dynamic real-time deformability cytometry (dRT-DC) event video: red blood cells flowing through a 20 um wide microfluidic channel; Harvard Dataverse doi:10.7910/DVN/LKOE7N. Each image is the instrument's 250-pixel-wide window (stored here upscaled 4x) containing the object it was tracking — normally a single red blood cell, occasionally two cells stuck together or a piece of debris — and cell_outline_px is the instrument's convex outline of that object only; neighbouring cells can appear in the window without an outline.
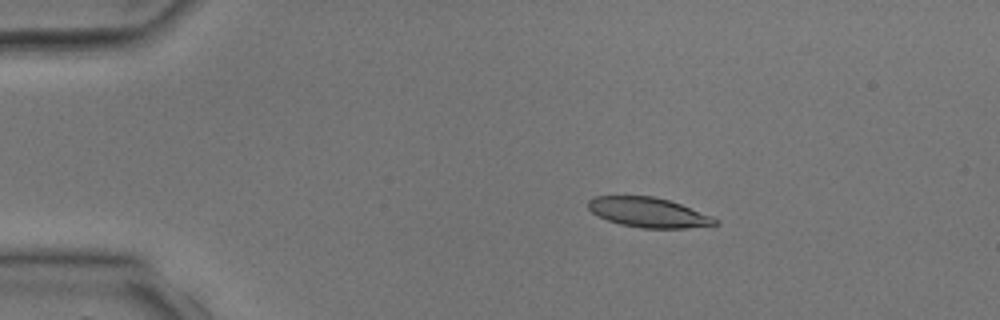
{"species": "common noctule bat (a hibernating species)", "species_latin": "Nyctalus noctula", "temperature_condition": "room temperature", "stored_images_in_passage": 3, "camera_frame_rate_fps": 3000, "um_per_image_px": 0.085, "animal": {"sex": "male", "body_mass_g": 17.9, "forearm_length_mm": 54.2}, "frame": {"image": 1, "passage_image": 2, "time_ms": 1.333, "image_size_px": [1000, 320], "cell_outline_px": [[720, 224], [684, 228], [640, 228], [620, 224], [608, 220], [592, 212], [588, 208], [588, 200], [596, 196], [652, 196], [668, 200], [680, 204], [712, 216], [720, 220]], "centroid_in_image_um": [55.13, 18.06], "position_along_channel_um": 29.9, "area_um2": 21.91}}